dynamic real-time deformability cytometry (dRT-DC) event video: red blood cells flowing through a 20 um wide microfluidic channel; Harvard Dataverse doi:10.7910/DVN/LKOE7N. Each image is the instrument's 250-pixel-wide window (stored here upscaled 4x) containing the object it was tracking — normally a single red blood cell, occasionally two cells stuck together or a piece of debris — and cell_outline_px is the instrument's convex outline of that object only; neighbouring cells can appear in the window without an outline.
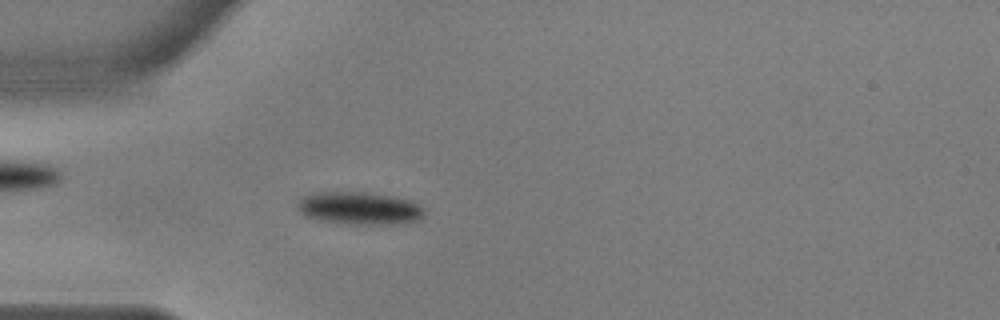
{"species": "common noctule bat (a hibernating species)", "species_latin": "Nyctalus noctula", "temperature_condition": "warm", "stored_images_in_passage": 55, "camera_frame_rate_fps": 3000, "um_per_image_px": 0.085, "animal": {"sex": "male", "body_mass_g": 17.9, "forearm_length_mm": 54.2}, "frame": {"image": 1, "passage_image": 16, "time_ms": 5.0, "image_size_px": [1000, 320], "cell_outline_px": [[424, 216], [420, 220], [408, 224], [348, 224], [320, 220], [304, 216], [296, 208], [296, 204], [304, 196], [320, 192], [364, 192], [412, 200], [420, 204], [424, 208]], "centroid_in_image_um": [30.6, 17.72], "position_along_channel_um": 54.4, "area_um2": 24.39}}
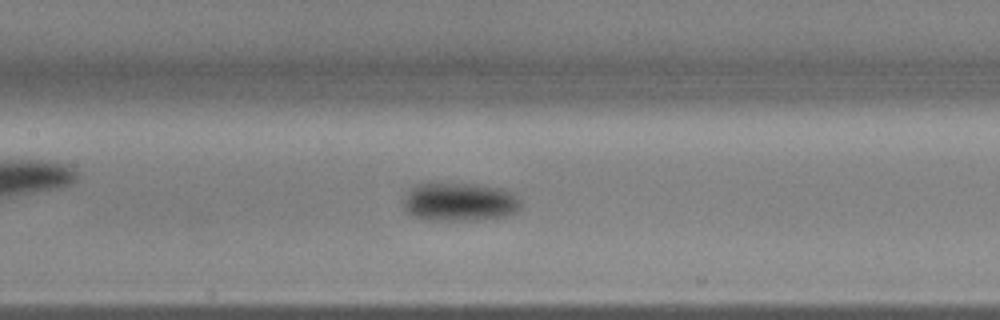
{"frame": {"image": 2, "passage_image": 26, "time_ms": 8.333, "image_size_px": [1000, 320], "cell_outline_px": [[520, 208], [516, 212], [504, 216], [480, 220], [428, 220], [416, 216], [408, 212], [404, 208], [404, 200], [408, 192], [416, 184], [476, 184], [500, 188], [512, 192], [520, 200]], "centroid_in_image_um": [39.1, 17.17], "position_along_channel_um": 168.3, "area_um2": 26.07}}
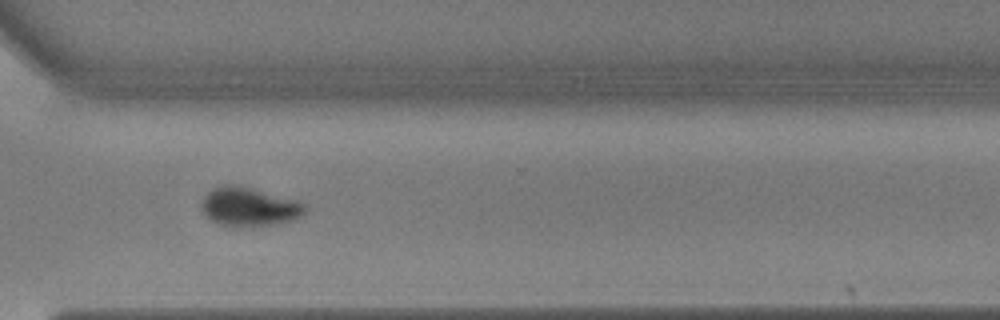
{"frame": {"image": 3, "passage_image": 41, "time_ms": 13.333, "image_size_px": [1000, 320], "cell_outline_px": [[308, 212], [296, 220], [276, 224], [220, 224], [212, 220], [200, 208], [200, 204], [204, 196], [212, 188], [224, 184], [240, 184], [296, 200], [308, 204]], "centroid_in_image_um": [21.24, 17.52], "position_along_channel_um": 349.4, "area_um2": 23.35}, "authors_computed_cell_mechanics": {"area_um2": 23.0044, "velocity_mm_per_s": 3.6337, "shape_relaxation_time_tau1_ms": 2.5428, "shape_relaxation_time_tau2_ms": 5.4263, "deformation_change_tau1": 0.1097, "deformation_change_tau2": 0.0494}}